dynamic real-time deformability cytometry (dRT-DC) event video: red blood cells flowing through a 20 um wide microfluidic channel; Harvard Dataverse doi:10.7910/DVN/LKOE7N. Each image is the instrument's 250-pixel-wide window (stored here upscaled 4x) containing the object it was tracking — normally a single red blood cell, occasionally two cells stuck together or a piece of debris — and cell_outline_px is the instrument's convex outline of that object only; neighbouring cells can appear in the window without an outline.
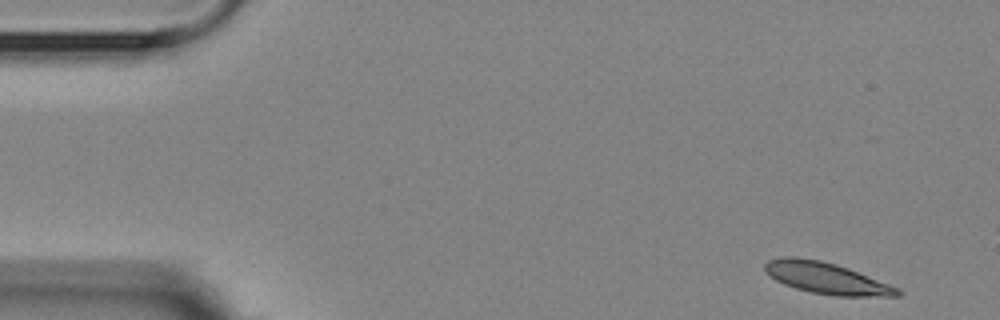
{"species": "Egyptian fruit bat (a non-hibernating species)", "species_latin": "Rousettus aegyptiacus", "temperature_condition": "room temperature", "stored_images_in_passage": 4, "camera_frame_rate_fps": 3000, "um_per_image_px": 0.085, "animal": {"sex": "female"}, "frame": {"image": 1, "passage_image": 1, "time_ms": 0.0, "image_size_px": [1000, 320], "cell_outline_px": [[904, 292], [900, 296], [836, 296], [812, 292], [796, 288], [784, 284], [776, 280], [764, 272], [764, 264], [768, 260], [784, 256], [796, 256], [820, 260], [836, 264], [848, 268], [900, 288]], "centroid_in_image_um": [70.25, 23.63], "position_along_channel_um": 14.8, "area_um2": 24.39}}